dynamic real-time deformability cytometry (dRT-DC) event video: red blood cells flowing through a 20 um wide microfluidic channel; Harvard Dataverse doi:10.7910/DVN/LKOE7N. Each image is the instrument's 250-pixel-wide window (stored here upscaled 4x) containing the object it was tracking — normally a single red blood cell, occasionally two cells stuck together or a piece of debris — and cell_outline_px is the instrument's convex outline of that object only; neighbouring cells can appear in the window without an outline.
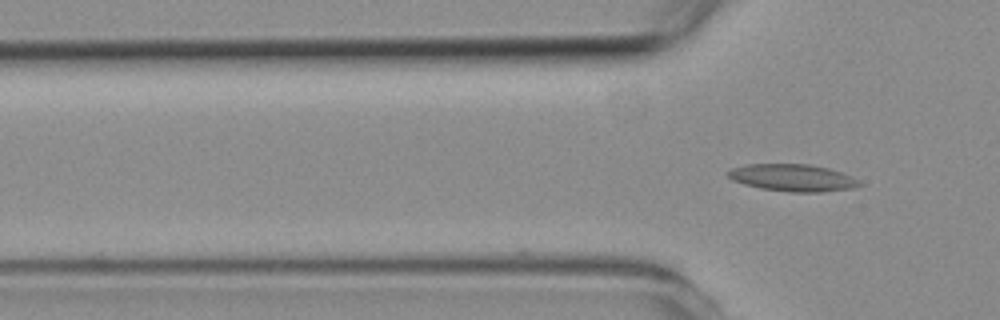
{"species": "common noctule bat (a hibernating species)", "species_latin": "Nyctalus noctula", "temperature_condition": "room temperature", "stored_images_in_passage": 5, "camera_frame_rate_fps": 3000, "um_per_image_px": 0.085, "animal": {"sex": "female", "body_mass_g": 19.3, "forearm_length_mm": 54.1}, "frame": {"image": 1, "passage_image": 5, "time_ms": 4.667, "image_size_px": [1000, 320], "cell_outline_px": [[860, 184], [852, 188], [820, 192], [788, 192], [760, 188], [744, 184], [732, 180], [724, 172], [732, 168], [744, 164], [808, 164], [828, 168], [852, 176], [860, 180]], "centroid_in_image_um": [67.33, 15.1], "position_along_channel_um": 58.5, "area_um2": 20.81}}